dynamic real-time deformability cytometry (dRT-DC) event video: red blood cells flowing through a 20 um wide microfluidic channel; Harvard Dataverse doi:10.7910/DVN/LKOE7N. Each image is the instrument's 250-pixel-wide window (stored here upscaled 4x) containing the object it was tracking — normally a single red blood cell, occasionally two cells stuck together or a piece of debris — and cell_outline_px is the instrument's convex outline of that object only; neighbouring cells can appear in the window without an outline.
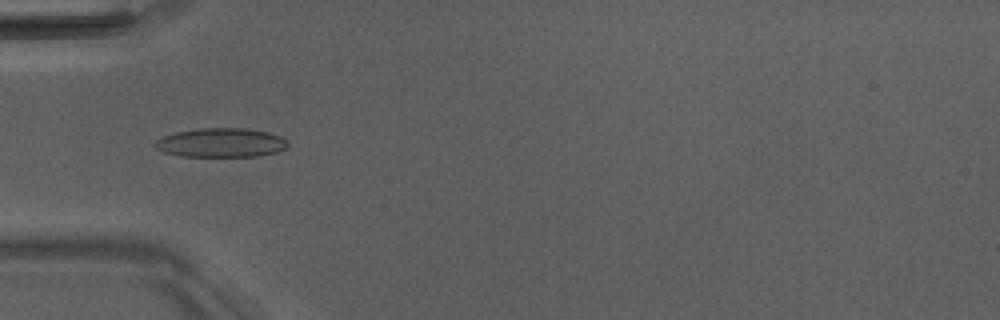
{"species": "Egyptian fruit bat (a non-hibernating species)", "species_latin": "Rousettus aegyptiacus", "temperature_condition": "room temperature", "stored_images_in_passage": 6, "camera_frame_rate_fps": 3000, "um_per_image_px": 0.085, "animal": {"sex": "male"}, "frame": {"image": 1, "passage_image": 5, "time_ms": 4.333, "image_size_px": [1000, 320], "cell_outline_px": [[288, 144], [284, 148], [276, 152], [260, 156], [180, 156], [164, 152], [156, 148], [152, 144], [156, 140], [164, 136], [176, 132], [200, 128], [244, 128], [268, 132], [280, 136], [288, 140]], "centroid_in_image_um": [18.78, 12.13], "position_along_channel_um": 66.2, "area_um2": 22.48}}